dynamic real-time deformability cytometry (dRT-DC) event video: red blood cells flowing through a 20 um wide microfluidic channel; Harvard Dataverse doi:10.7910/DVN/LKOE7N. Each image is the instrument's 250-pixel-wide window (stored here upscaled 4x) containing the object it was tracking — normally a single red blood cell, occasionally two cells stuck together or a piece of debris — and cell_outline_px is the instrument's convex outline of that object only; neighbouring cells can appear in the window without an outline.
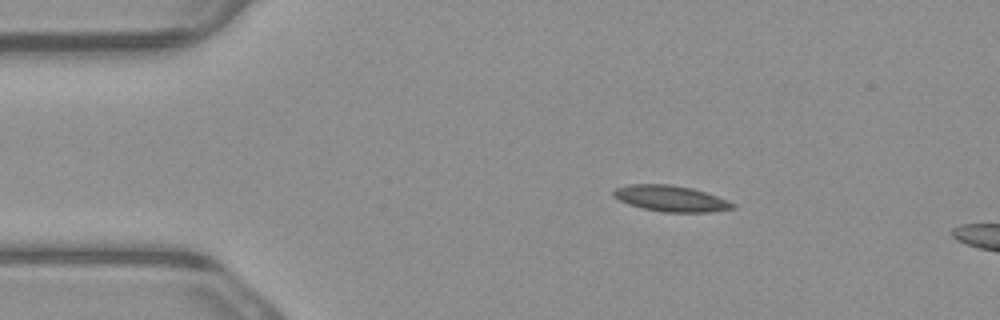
{"species": "common noctule bat (a hibernating species)", "species_latin": "Nyctalus noctula", "temperature_condition": "warm", "stored_images_in_passage": 7, "camera_frame_rate_fps": 3000, "um_per_image_px": 0.085, "animal": {"sex": "male", "body_mass_g": 23.1, "forearm_length_mm": 52.7}, "frame": {"image": 1, "passage_image": 2, "time_ms": 0.333, "image_size_px": [1000, 320], "cell_outline_px": [[736, 208], [712, 212], [664, 212], [644, 208], [628, 204], [612, 196], [612, 192], [616, 188], [628, 184], [668, 184], [692, 188], [716, 196], [736, 204]], "centroid_in_image_um": [57.01, 16.87], "position_along_channel_um": 28.0, "area_um2": 17.98}}
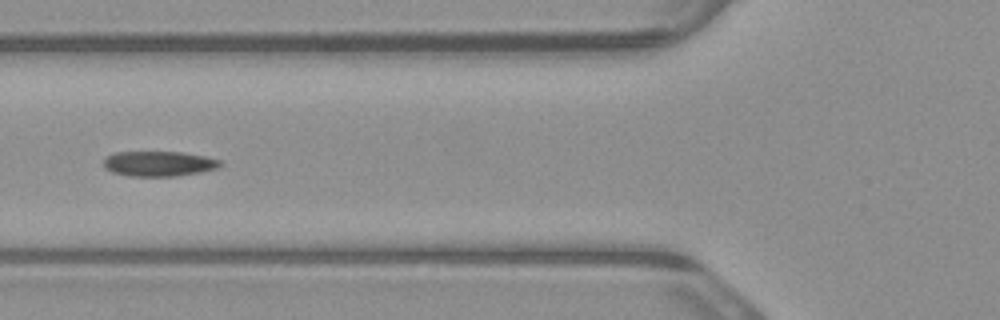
{"frame": {"image": 2, "passage_image": 5, "time_ms": 1.333, "image_size_px": [1000, 320], "cell_outline_px": [[224, 164], [216, 168], [200, 172], [176, 176], [128, 176], [112, 172], [104, 168], [104, 160], [108, 156], [116, 152], [184, 152], [204, 156], [220, 160]], "centroid_in_image_um": [13.51, 13.91], "position_along_channel_um": 112.3, "area_um2": 17.05}}
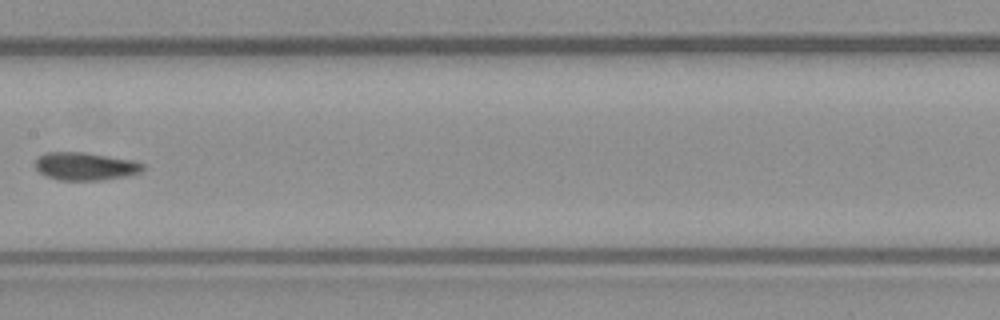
{"frame": {"image": 3, "passage_image": 7, "time_ms": 2.0, "image_size_px": [1000, 320], "cell_outline_px": [[144, 168], [140, 172], [124, 176], [104, 180], [60, 180], [48, 176], [40, 172], [36, 168], [36, 160], [40, 156], [48, 152], [84, 152], [132, 160], [144, 164]], "centroid_in_image_um": [7.26, 14.13], "position_along_channel_um": 200.1, "area_um2": 17.22}}